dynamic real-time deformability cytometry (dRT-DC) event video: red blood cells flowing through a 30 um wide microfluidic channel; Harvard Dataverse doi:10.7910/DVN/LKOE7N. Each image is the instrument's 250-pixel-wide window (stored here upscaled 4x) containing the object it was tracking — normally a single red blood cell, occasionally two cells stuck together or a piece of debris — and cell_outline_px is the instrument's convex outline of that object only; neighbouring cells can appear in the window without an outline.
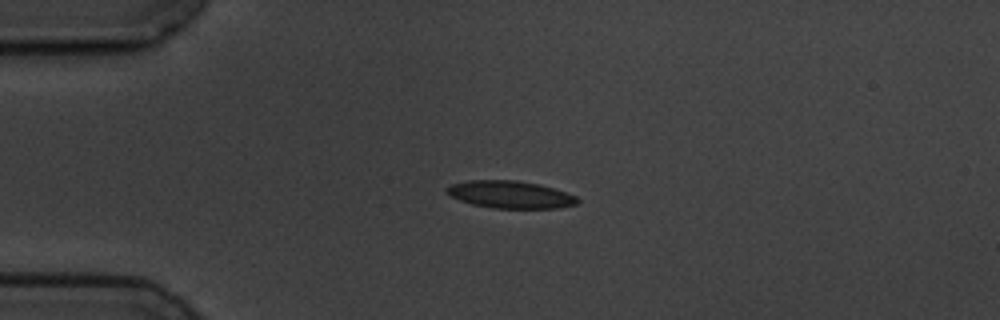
{"species": "common noctule bat (a hibernating species)", "species_latin": "Nyctalus noctula", "temperature_condition": "cold", "stored_images_in_passage": 5, "camera_frame_rate_fps": 3000, "um_per_image_px": 0.085, "animal": {"sex": "male", "body_mass_g": 19.5, "forearm_length_mm": 54.6}, "frame": {"image": 1, "passage_image": 4, "time_ms": 3.667, "image_size_px": [1000, 320], "cell_outline_px": [[580, 200], [576, 204], [560, 208], [492, 208], [472, 204], [448, 196], [444, 192], [444, 188], [448, 184], [468, 180], [516, 180], [540, 184], [576, 196]], "centroid_in_image_um": [43.29, 16.53], "position_along_channel_um": 41.7, "area_um2": 21.1}}